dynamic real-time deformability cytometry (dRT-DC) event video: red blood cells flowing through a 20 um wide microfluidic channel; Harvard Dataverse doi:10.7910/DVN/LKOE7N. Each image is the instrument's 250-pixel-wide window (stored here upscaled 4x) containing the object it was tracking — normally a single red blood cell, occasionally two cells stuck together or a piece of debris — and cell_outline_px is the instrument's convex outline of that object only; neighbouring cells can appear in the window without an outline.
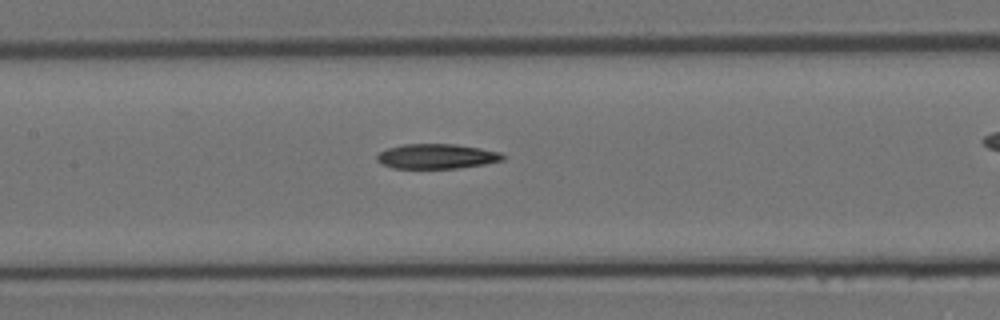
{"species": "Egyptian fruit bat (a non-hibernating species)", "species_latin": "Rousettus aegyptiacus", "temperature_condition": "room temperature", "stored_images_in_passage": 26, "camera_frame_rate_fps": 3000, "um_per_image_px": 0.085, "animal": {"sex": "female"}, "frame": {"image": 1, "passage_image": 15, "time_ms": 4.667, "image_size_px": [1000, 320], "cell_outline_px": [[508, 156], [504, 160], [484, 164], [456, 168], [392, 168], [376, 160], [376, 156], [380, 152], [388, 148], [404, 144], [456, 144], [480, 148], [500, 152]], "centroid_in_image_um": [37.16, 13.28], "position_along_channel_um": 170.2, "area_um2": 18.21}}
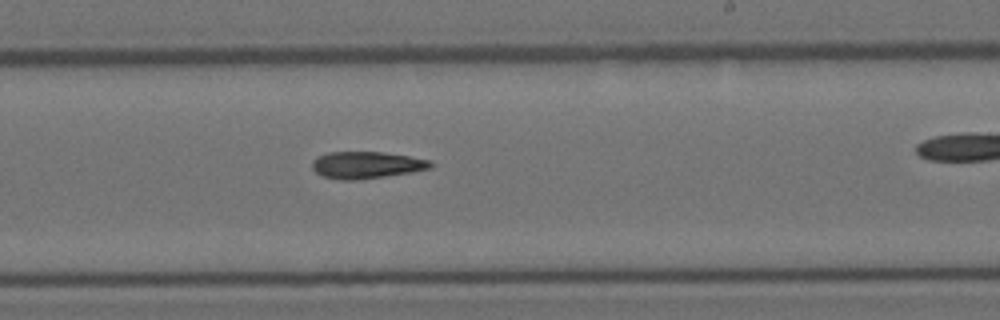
{"frame": {"image": 2, "passage_image": 19, "time_ms": 6.0, "image_size_px": [1000, 320], "cell_outline_px": [[432, 168], [412, 172], [356, 180], [340, 180], [324, 176], [316, 172], [312, 168], [312, 160], [316, 156], [328, 152], [384, 152], [432, 160]], "centroid_in_image_um": [31.14, 14.02], "position_along_channel_um": 257.9, "area_um2": 18.61}}